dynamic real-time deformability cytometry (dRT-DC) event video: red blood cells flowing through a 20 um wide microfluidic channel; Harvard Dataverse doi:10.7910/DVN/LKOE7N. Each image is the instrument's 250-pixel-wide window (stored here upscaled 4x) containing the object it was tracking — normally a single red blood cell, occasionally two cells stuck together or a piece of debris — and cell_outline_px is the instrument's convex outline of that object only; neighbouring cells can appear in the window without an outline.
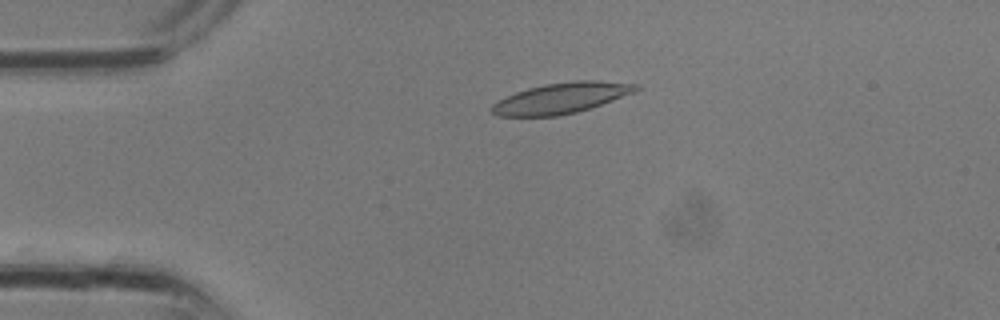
{"species": "common noctule bat (a hibernating species)", "species_latin": "Nyctalus noctula", "temperature_condition": "room temperature", "stored_images_in_passage": 15, "camera_frame_rate_fps": 3000, "um_per_image_px": 0.085, "animal": {"sex": "male", "body_mass_g": 13.3}, "frame": {"image": 1, "passage_image": 7, "time_ms": 2.0, "image_size_px": [1000, 320], "cell_outline_px": [[640, 88], [636, 92], [576, 112], [556, 116], [496, 116], [492, 112], [492, 104], [496, 100], [516, 92], [528, 88], [544, 84], [572, 80], [596, 80], [640, 84]], "centroid_in_image_um": [47.7, 8.32], "position_along_channel_um": 37.3, "area_um2": 25.78}}
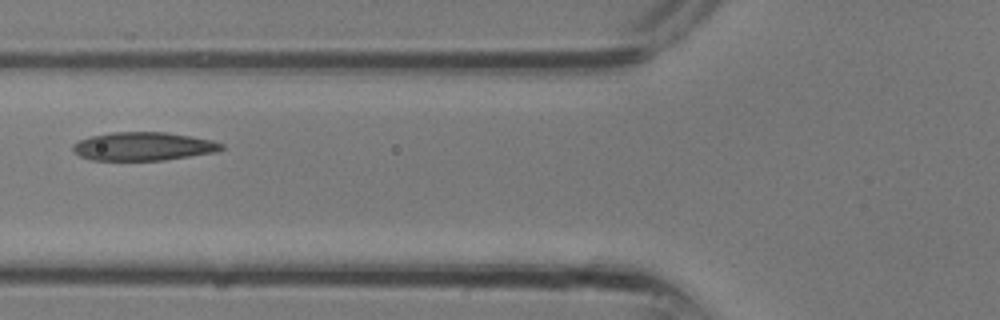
{"frame": {"image": 2, "passage_image": 12, "time_ms": 3.667, "image_size_px": [1000, 320], "cell_outline_px": [[224, 148], [216, 152], [164, 160], [92, 160], [80, 156], [72, 148], [72, 144], [80, 140], [92, 136], [112, 132], [164, 132], [212, 140], [224, 144]], "centroid_in_image_um": [12.19, 12.44], "position_along_channel_um": 113.6, "area_um2": 24.39}}
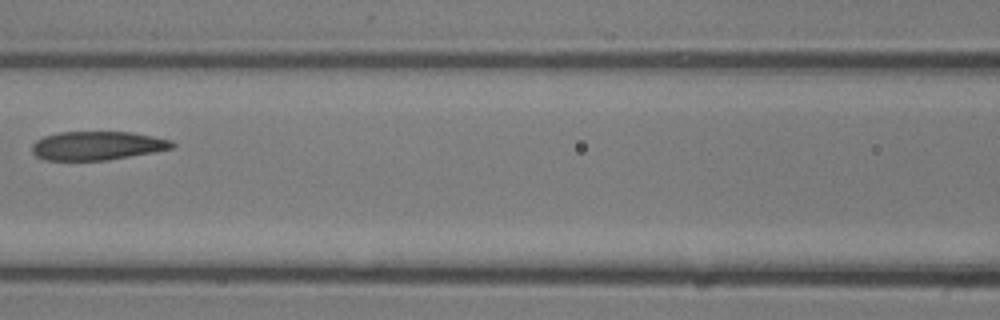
{"frame": {"image": 3, "passage_image": 14, "time_ms": 4.333, "image_size_px": [1000, 320], "cell_outline_px": [[176, 144], [172, 148], [152, 152], [108, 160], [44, 160], [36, 156], [32, 152], [32, 144], [36, 140], [44, 136], [60, 132], [132, 132], [172, 140]], "centroid_in_image_um": [8.24, 12.38], "position_along_channel_um": 158.4, "area_um2": 23.41}}